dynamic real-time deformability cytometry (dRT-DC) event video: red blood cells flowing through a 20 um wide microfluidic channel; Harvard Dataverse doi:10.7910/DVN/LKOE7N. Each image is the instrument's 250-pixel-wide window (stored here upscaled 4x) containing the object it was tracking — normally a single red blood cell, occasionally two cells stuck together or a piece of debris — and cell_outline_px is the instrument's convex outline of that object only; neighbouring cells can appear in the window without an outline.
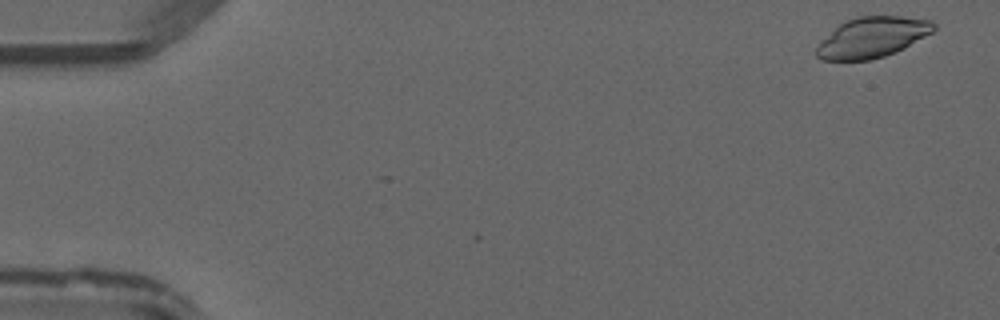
{"species": "common noctule bat (a hibernating species)", "species_latin": "Nyctalus noctula", "temperature_condition": "warm", "stored_images_in_passage": 5, "camera_frame_rate_fps": 3000, "um_per_image_px": 0.085, "animal": {"sex": "male", "forearm_length_mm": 52.5}, "frame": {"image": 1, "passage_image": 2, "time_ms": 0.333, "image_size_px": [1000, 320], "cell_outline_px": [[936, 28], [932, 32], [904, 48], [896, 52], [872, 60], [820, 60], [816, 56], [816, 48], [844, 20], [856, 16], [900, 16], [932, 20], [936, 24]], "centroid_in_image_um": [74.17, 3.17], "position_along_channel_um": 10.8, "area_um2": 27.46}}